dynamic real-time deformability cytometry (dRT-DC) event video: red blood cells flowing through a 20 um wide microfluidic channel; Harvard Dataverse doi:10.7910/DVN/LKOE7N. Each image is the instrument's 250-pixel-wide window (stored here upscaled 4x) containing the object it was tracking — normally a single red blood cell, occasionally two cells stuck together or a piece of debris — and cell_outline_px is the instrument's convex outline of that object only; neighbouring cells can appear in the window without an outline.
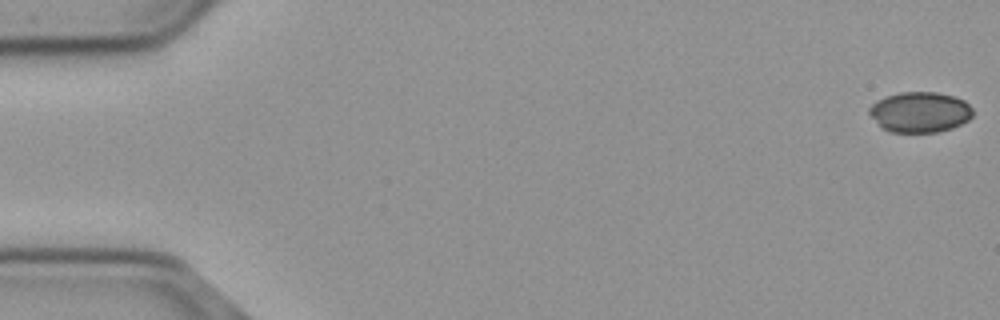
{"species": "common noctule bat (a hibernating species)", "species_latin": "Nyctalus noctula", "temperature_condition": "cold", "stored_images_in_passage": 56, "camera_frame_rate_fps": 3000, "um_per_image_px": 0.085, "animal": {"sex": "male", "body_mass_g": 23.1, "forearm_length_mm": 52.7}, "frame": {"image": 1, "passage_image": 1, "time_ms": 0.0, "image_size_px": [1000, 320], "cell_outline_px": [[972, 116], [968, 120], [952, 128], [936, 132], [888, 132], [880, 128], [868, 112], [868, 108], [876, 100], [900, 92], [936, 92], [952, 96], [964, 100], [972, 108]], "centroid_in_image_um": [78.16, 9.54], "position_along_channel_um": 6.8, "area_um2": 24.51}}
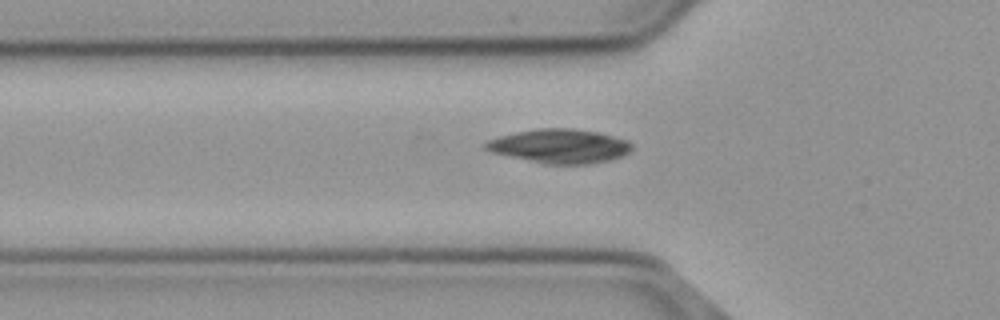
{"frame": {"image": 2, "passage_image": 19, "time_ms": 6.0, "image_size_px": [1000, 320], "cell_outline_px": [[632, 148], [624, 156], [612, 160], [588, 164], [544, 164], [492, 152], [484, 148], [484, 144], [488, 140], [500, 136], [516, 132], [540, 128], [572, 128], [596, 132], [628, 140], [632, 144]], "centroid_in_image_um": [47.6, 12.43], "position_along_channel_um": 78.2, "area_um2": 28.96}}
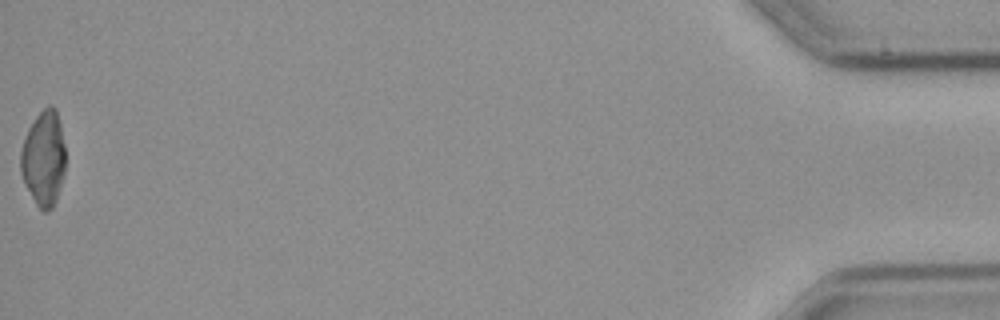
{"frame": {"image": 3, "passage_image": 56, "time_ms": 18.333, "image_size_px": [1000, 320], "cell_outline_px": [[64, 172], [60, 188], [56, 200], [52, 208], [48, 212], [44, 212], [36, 204], [24, 184], [20, 172], [20, 152], [28, 128], [36, 116], [48, 104], [52, 104], [56, 108], [60, 124], [64, 144]], "centroid_in_image_um": [3.7, 13.46], "position_along_channel_um": 431.5, "area_um2": 24.91}}